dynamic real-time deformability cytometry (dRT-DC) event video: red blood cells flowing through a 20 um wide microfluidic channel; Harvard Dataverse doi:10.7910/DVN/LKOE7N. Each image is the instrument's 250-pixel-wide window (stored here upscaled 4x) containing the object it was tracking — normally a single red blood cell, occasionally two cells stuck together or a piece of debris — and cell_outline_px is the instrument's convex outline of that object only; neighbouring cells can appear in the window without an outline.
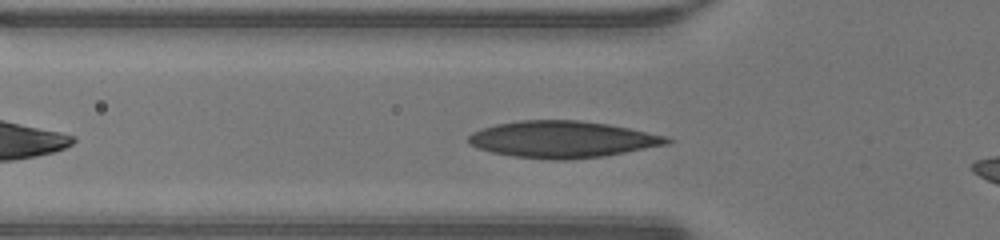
{"species": "human", "species_latin": "Homo sapiens", "temperature_condition": "warm", "stored_images_in_passage": 30, "camera_frame_rate_fps": 3000, "um_per_image_px": 0.085, "donor": {"sex": "male"}, "frame": {"image": 1, "passage_image": 6, "time_ms": 1.667, "image_size_px": [1000, 240], "cell_outline_px": [[676, 140], [668, 144], [604, 156], [564, 160], [552, 160], [512, 156], [492, 152], [476, 148], [468, 144], [468, 136], [472, 132], [496, 124], [520, 120], [580, 120], [608, 124], [668, 136]], "centroid_in_image_um": [47.81, 11.85], "position_along_channel_um": 78.0, "area_um2": 42.54}}
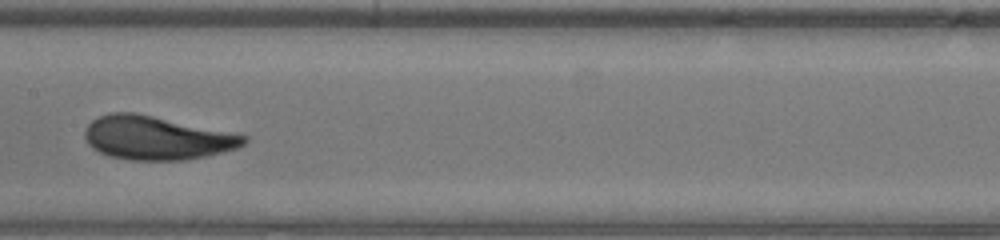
{"frame": {"image": 2, "passage_image": 14, "time_ms": 4.333, "image_size_px": [1000, 240], "cell_outline_px": [[248, 140], [244, 144], [236, 148], [204, 156], [184, 160], [128, 160], [112, 156], [100, 152], [92, 148], [88, 144], [84, 136], [84, 128], [92, 120], [108, 112], [136, 112], [248, 136]], "centroid_in_image_um": [13.26, 11.71], "position_along_channel_um": 194.1, "area_um2": 40.23}}
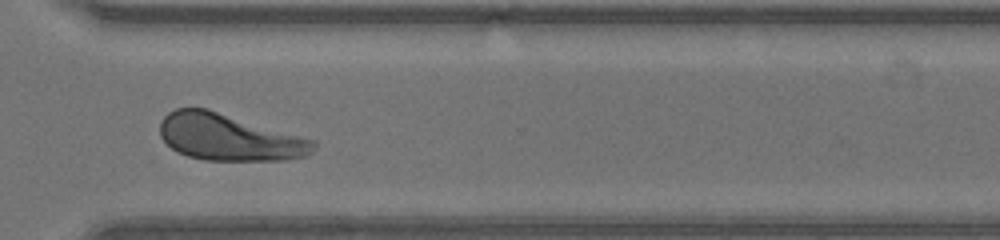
{"frame": {"image": 3, "passage_image": 25, "time_ms": 8.0, "image_size_px": [1000, 240], "cell_outline_px": [[316, 148], [312, 152], [304, 156], [284, 160], [204, 160], [188, 156], [172, 148], [160, 136], [160, 120], [168, 112], [176, 108], [208, 108], [316, 140]], "centroid_in_image_um": [19.49, 11.66], "position_along_channel_um": 351.1, "area_um2": 41.91}, "authors_computed_cell_mechanics": {"area_um2": 41.0091, "velocity_mm_per_s": 4.2943, "shape_relaxation_time_tau1_ms": 2.5275, "shape_relaxation_time_tau2_ms": 1.0976, "deformation_change_tau1": 0.1393, "deformation_change_tau2": 0.0661}}